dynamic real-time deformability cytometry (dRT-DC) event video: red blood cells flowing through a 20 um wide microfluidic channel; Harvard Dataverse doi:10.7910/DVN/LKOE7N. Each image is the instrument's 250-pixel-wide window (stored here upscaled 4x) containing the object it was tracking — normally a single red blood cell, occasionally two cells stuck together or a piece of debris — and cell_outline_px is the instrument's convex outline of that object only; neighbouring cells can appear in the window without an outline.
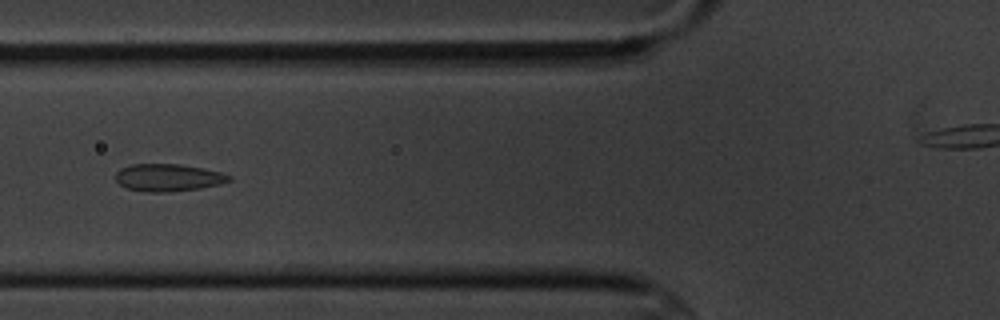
{"species": "common noctule bat (a hibernating species)", "species_latin": "Nyctalus noctula", "temperature_condition": "cold", "stored_images_in_passage": 13, "camera_frame_rate_fps": 3000, "um_per_image_px": 0.085, "animal": {"sex": "male", "body_mass_g": 20.1, "forearm_length_mm": 53.5}, "frame": {"image": 1, "passage_image": 2, "time_ms": 1.0, "image_size_px": [1000, 320], "cell_outline_px": [[232, 180], [220, 184], [200, 188], [168, 192], [148, 192], [124, 188], [116, 180], [116, 172], [120, 168], [132, 164], [180, 164], [220, 172], [232, 176]], "centroid_in_image_um": [14.27, 15.1], "position_along_channel_um": 111.5, "area_um2": 18.09}}
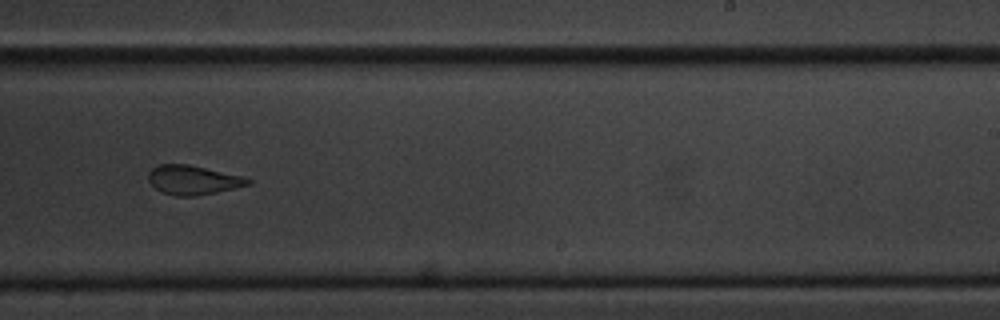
{"frame": {"image": 2, "passage_image": 6, "time_ms": 5.667, "image_size_px": [1000, 320], "cell_outline_px": [[252, 184], [216, 192], [196, 196], [176, 196], [164, 192], [156, 188], [148, 180], [148, 172], [152, 168], [160, 164], [188, 164], [240, 176], [252, 180]], "centroid_in_image_um": [16.39, 15.3], "position_along_channel_um": 272.6, "area_um2": 16.7}}
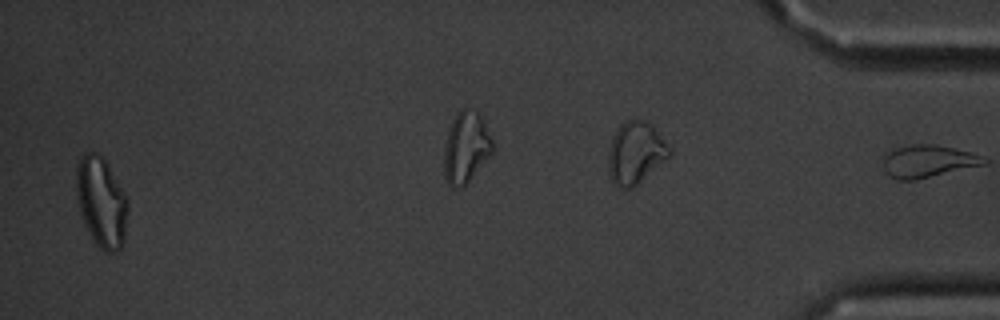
{"frame": {"image": 3, "passage_image": 12, "time_ms": 12.667, "image_size_px": [1000, 320], "cell_outline_px": [[128, 212], [124, 240], [120, 248], [116, 252], [104, 252], [96, 244], [84, 224], [80, 212], [76, 196], [76, 164], [84, 152], [96, 152], [104, 160], [124, 192], [128, 200]], "centroid_in_image_um": [8.6, 17.19], "position_along_channel_um": 426.6, "area_um2": 27.05}}